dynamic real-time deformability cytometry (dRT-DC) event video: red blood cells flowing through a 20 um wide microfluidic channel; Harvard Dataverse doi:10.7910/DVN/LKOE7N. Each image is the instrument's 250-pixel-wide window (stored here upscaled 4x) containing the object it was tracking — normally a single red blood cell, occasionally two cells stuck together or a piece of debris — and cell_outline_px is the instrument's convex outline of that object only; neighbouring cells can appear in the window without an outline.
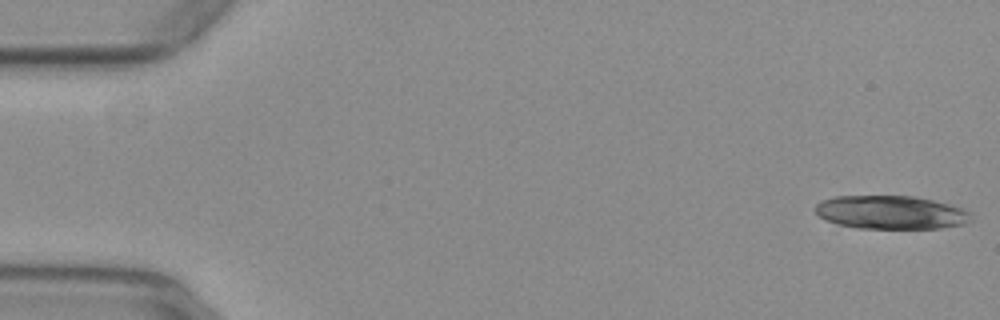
{"species": "common noctule bat (a hibernating species)", "species_latin": "Nyctalus noctula", "temperature_condition": "warm", "stored_images_in_passage": 15, "camera_frame_rate_fps": 3000, "um_per_image_px": 0.085, "animal": {"sex": "female", "body_mass_g": 29.2, "forearm_length_mm": 56.3}, "frame": {"image": 1, "passage_image": 1, "time_ms": 0.0, "image_size_px": [1000, 320], "cell_outline_px": [[972, 220], [964, 224], [940, 228], [856, 228], [836, 224], [824, 220], [816, 212], [816, 204], [820, 200], [832, 196], [912, 196], [932, 200], [964, 208], [972, 212]], "centroid_in_image_um": [75.72, 18.05], "position_along_channel_um": 9.3, "area_um2": 30.58}}